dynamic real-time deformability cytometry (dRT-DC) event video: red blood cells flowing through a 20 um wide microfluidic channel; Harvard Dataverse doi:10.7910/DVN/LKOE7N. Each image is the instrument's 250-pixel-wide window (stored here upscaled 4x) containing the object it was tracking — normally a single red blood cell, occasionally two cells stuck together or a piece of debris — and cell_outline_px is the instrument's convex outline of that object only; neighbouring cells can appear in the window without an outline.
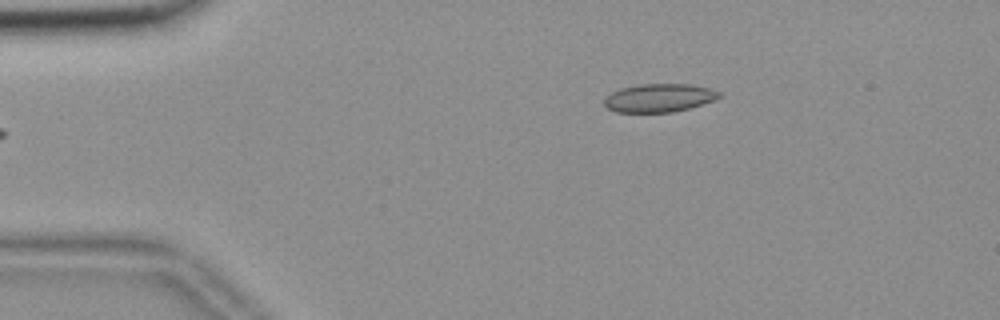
{"species": "common noctule bat (a hibernating species)", "species_latin": "Nyctalus noctula", "temperature_condition": "room temperature", "stored_images_in_passage": 38, "camera_frame_rate_fps": 3000, "um_per_image_px": 0.085, "animal": {"sex": "female", "body_mass_g": 18.4}, "frame": {"image": 1, "passage_image": 1, "time_ms": 0.0, "image_size_px": [1000, 320], "cell_outline_px": [[720, 96], [712, 100], [688, 108], [672, 112], [616, 112], [608, 108], [604, 104], [604, 100], [612, 92], [620, 88], [640, 84], [688, 84], [708, 88], [720, 92]], "centroid_in_image_um": [55.98, 8.32], "position_along_channel_um": 29.0, "area_um2": 18.61}}
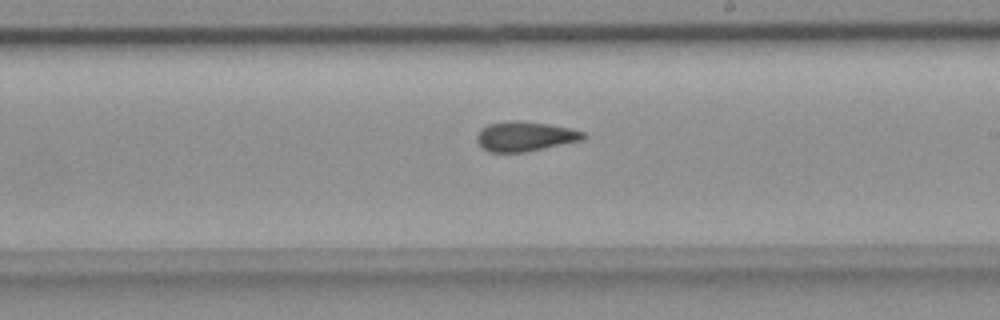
{"frame": {"image": 2, "passage_image": 23, "time_ms": 7.333, "image_size_px": [1000, 320], "cell_outline_px": [[588, 136], [584, 140], [524, 152], [488, 152], [476, 140], [476, 136], [488, 124], [508, 120], [520, 120], [548, 124], [568, 128], [584, 132]], "centroid_in_image_um": [44.65, 11.59], "position_along_channel_um": 244.3, "area_um2": 18.38}}
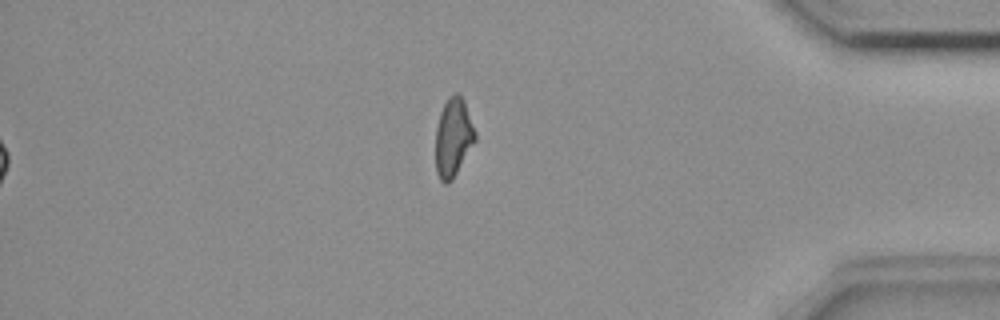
{"frame": {"image": 3, "passage_image": 38, "time_ms": 12.333, "image_size_px": [1000, 320], "cell_outline_px": [[476, 140], [452, 180], [448, 184], [444, 184], [440, 180], [436, 172], [436, 128], [440, 112], [448, 96], [456, 92], [464, 100], [476, 132]], "centroid_in_image_um": [38.52, 11.68], "position_along_channel_um": 396.7, "area_um2": 18.15}, "authors_computed_cell_mechanics": {"area_um2": 18.6116, "velocity_mm_per_s": 3.6871, "shape_relaxation_time_tau1_ms": null, "shape_relaxation_time_tau2_ms": 3.0142, "deformation_change_tau1": null, "deformation_change_tau2": 0.0811}}